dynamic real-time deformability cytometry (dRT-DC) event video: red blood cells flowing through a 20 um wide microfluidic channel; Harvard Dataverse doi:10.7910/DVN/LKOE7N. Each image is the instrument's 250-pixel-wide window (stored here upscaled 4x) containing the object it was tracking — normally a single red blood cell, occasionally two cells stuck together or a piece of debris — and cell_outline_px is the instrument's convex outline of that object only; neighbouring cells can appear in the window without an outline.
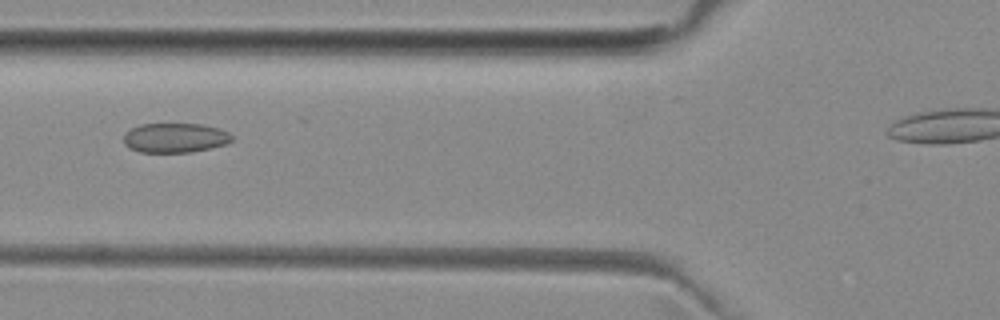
{"species": "common noctule bat (a hibernating species)", "species_latin": "Nyctalus noctula", "temperature_condition": "room temperature", "stored_images_in_passage": 8, "camera_frame_rate_fps": 3000, "um_per_image_px": 0.085, "animal": {"sex": "female", "body_mass_g": 29.2, "forearm_length_mm": 56.3}, "frame": {"image": 1, "passage_image": 6, "time_ms": 1.667, "image_size_px": [1000, 320], "cell_outline_px": [[232, 140], [228, 144], [192, 152], [140, 152], [128, 148], [124, 144], [124, 132], [140, 124], [204, 124], [220, 128], [228, 132], [232, 136]], "centroid_in_image_um": [14.88, 11.71], "position_along_channel_um": 110.9, "area_um2": 18.84}}